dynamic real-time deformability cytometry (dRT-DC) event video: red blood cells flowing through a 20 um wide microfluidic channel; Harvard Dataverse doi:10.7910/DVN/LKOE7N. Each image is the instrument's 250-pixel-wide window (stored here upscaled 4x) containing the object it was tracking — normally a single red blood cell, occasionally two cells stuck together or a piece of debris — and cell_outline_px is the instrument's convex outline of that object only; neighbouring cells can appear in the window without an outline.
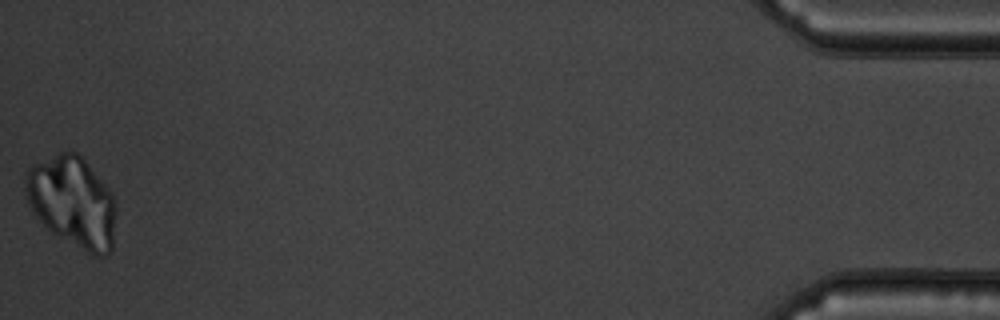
{"species": "common noctule bat (a hibernating species)", "species_latin": "Nyctalus noctula", "temperature_condition": "warm", "stored_images_in_passage": 38, "camera_frame_rate_fps": 3000, "um_per_image_px": 0.085, "animal": {"sex": "male", "body_mass_g": 19.5, "forearm_length_mm": 54.6}, "frame": {"image": 1, "passage_image": 38, "time_ms": 12.333, "image_size_px": [1000, 320], "cell_outline_px": [[116, 212], [112, 252], [104, 256], [92, 256], [52, 232], [32, 212], [28, 204], [24, 192], [24, 172], [32, 164], [56, 152], [76, 152], [88, 164], [112, 192], [116, 208]], "centroid_in_image_um": [6.14, 17.15], "position_along_channel_um": 429.1, "area_um2": 48.49}}